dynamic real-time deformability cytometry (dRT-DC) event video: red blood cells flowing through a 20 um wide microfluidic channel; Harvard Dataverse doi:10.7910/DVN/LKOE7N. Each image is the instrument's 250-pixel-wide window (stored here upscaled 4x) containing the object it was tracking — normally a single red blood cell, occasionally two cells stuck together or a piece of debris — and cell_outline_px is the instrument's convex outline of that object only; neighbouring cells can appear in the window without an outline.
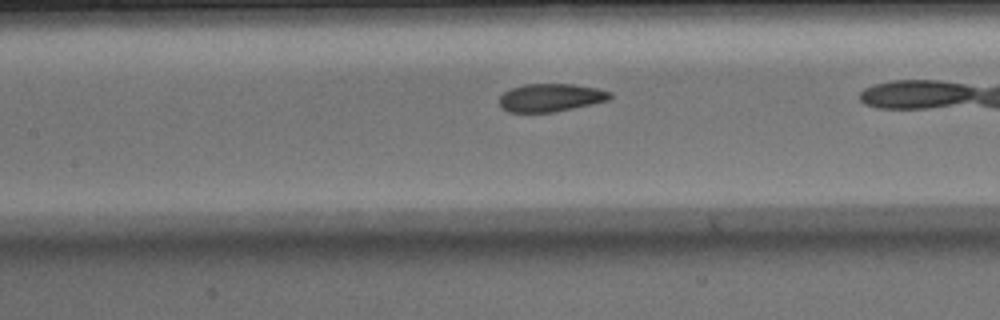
{"species": "Egyptian fruit bat (a non-hibernating species)", "species_latin": "Rousettus aegyptiacus", "temperature_condition": "warm", "stored_images_in_passage": 29, "camera_frame_rate_fps": 3000, "um_per_image_px": 0.085, "animal": {"sex": "male"}, "frame": {"image": 1, "passage_image": 13, "time_ms": 4.0, "image_size_px": [1000, 320], "cell_outline_px": [[612, 96], [608, 100], [592, 104], [556, 112], [508, 112], [500, 108], [500, 96], [504, 92], [512, 88], [524, 84], [572, 84], [596, 88], [612, 92]], "centroid_in_image_um": [46.8, 8.3], "position_along_channel_um": 160.6, "area_um2": 18.09}}